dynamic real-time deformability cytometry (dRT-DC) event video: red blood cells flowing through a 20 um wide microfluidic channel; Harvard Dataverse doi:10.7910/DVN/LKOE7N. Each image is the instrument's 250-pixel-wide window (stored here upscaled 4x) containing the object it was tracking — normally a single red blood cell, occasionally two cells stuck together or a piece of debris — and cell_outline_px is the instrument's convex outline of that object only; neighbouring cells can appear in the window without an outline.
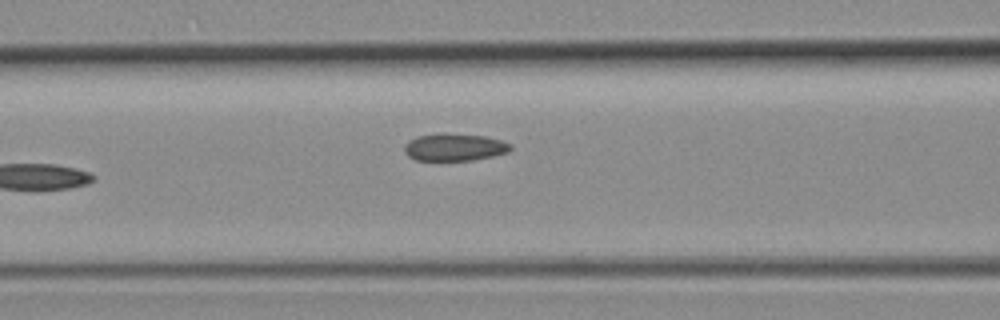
{"species": "common noctule bat (a hibernating species)", "species_latin": "Nyctalus noctula", "temperature_condition": "room temperature", "stored_images_in_passage": 6, "segment_of_instrument_passage": [1, 2], "camera_frame_rate_fps": 3000, "um_per_image_px": 0.085, "animal": {"sex": "female", "body_mass_g": 19.3, "forearm_length_mm": 54.1}, "frame": {"image": 1, "passage_image": 5, "time_ms": 4.333, "image_size_px": [1000, 320], "cell_outline_px": [[512, 148], [508, 152], [492, 156], [472, 160], [416, 160], [408, 156], [404, 152], [404, 144], [408, 140], [416, 136], [440, 132], [444, 132], [484, 136], [500, 140], [512, 144]], "centroid_in_image_um": [38.59, 12.49], "position_along_channel_um": 128.0, "area_um2": 17.17}}